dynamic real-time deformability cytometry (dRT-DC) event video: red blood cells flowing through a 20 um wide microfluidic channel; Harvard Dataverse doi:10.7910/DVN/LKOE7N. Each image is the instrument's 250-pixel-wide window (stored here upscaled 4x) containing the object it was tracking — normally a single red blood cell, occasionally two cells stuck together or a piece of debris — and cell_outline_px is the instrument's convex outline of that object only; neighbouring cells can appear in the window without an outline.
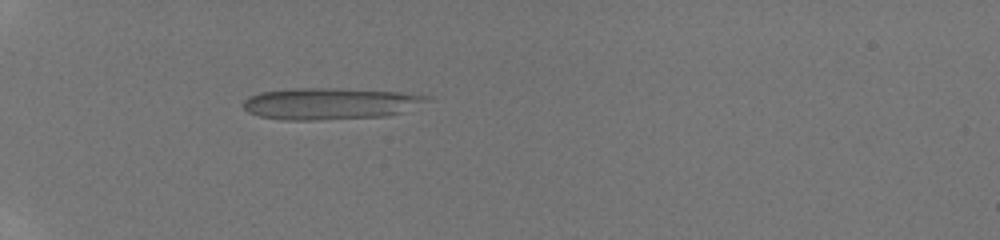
{"species": "human", "species_latin": "Homo sapiens", "temperature_condition": "room temperature", "stored_images_in_passage": 9, "camera_frame_rate_fps": 3000, "um_per_image_px": 0.085, "donor": {"sex": "male"}, "frame": {"image": 1, "passage_image": 6, "time_ms": 3.0, "image_size_px": [1000, 240], "cell_outline_px": [[428, 100], [400, 112], [384, 116], [312, 120], [284, 120], [260, 116], [248, 112], [244, 108], [244, 100], [248, 96], [260, 92], [292, 88], [328, 88], [400, 92], [428, 96]], "centroid_in_image_um": [27.95, 8.8], "position_along_channel_um": 57.0, "area_um2": 33.29}}
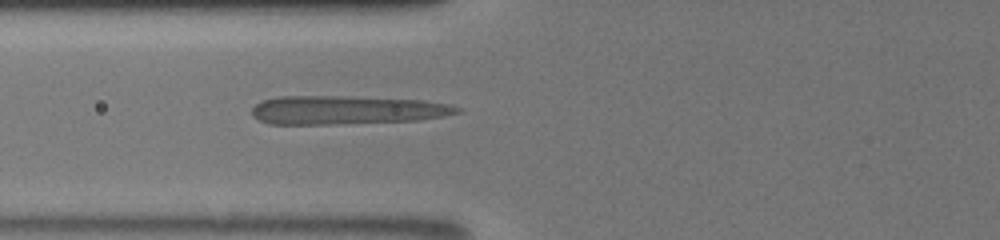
{"frame": {"image": 2, "passage_image": 9, "time_ms": 4.667, "image_size_px": [1000, 240], "cell_outline_px": [[464, 108], [460, 112], [444, 116], [420, 120], [332, 124], [268, 124], [252, 116], [252, 108], [260, 100], [280, 96], [348, 96], [424, 100], [452, 104]], "centroid_in_image_um": [29.49, 9.34], "position_along_channel_um": 96.3, "area_um2": 34.62}}